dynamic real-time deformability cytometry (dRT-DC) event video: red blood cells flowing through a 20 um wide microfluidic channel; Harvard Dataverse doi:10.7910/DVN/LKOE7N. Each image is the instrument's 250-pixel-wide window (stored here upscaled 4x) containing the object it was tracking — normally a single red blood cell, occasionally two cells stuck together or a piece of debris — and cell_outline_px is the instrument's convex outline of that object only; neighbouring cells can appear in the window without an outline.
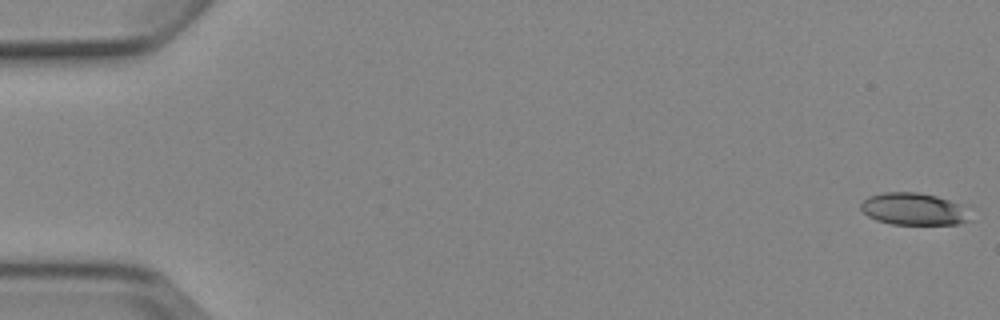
{"species": "Egyptian fruit bat (a non-hibernating species)", "species_latin": "Rousettus aegyptiacus", "temperature_condition": "cold", "stored_images_in_passage": 5, "camera_frame_rate_fps": 3000, "um_per_image_px": 0.085, "animal": {"sex": "female"}, "frame": {"image": 1, "passage_image": 1, "time_ms": 0.0, "image_size_px": [1000, 320], "cell_outline_px": [[968, 220], [956, 224], [892, 224], [876, 220], [868, 216], [860, 208], [860, 204], [868, 196], [884, 192], [920, 192], [936, 196], [960, 204]], "centroid_in_image_um": [77.56, 17.75], "position_along_channel_um": 7.4, "area_um2": 20.06}}
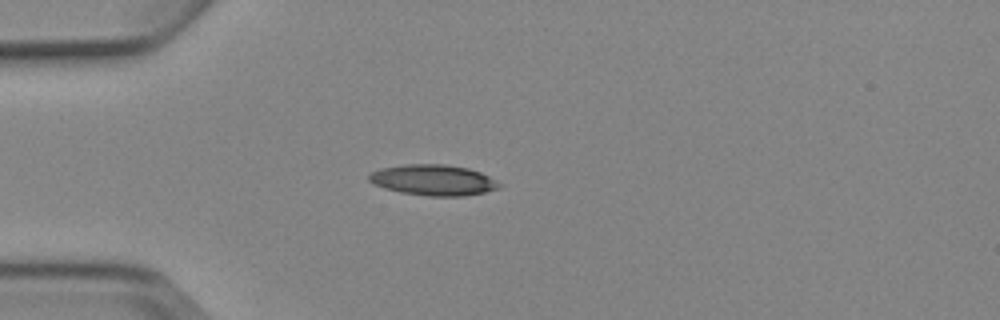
{"frame": {"image": 2, "passage_image": 5, "time_ms": 4.667, "image_size_px": [1000, 320], "cell_outline_px": [[504, 184], [500, 188], [484, 192], [464, 196], [428, 196], [400, 192], [384, 188], [368, 180], [368, 176], [372, 172], [380, 168], [404, 164], [444, 164], [468, 168], [480, 172]], "centroid_in_image_um": [36.86, 15.3], "position_along_channel_um": 48.1, "area_um2": 23.41}}